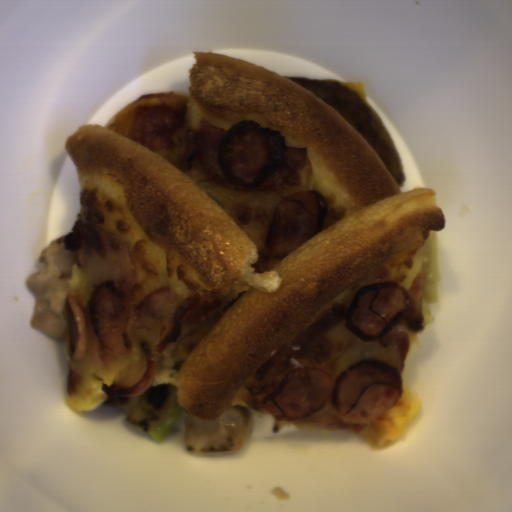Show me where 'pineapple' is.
Segmentation results:
<instances>
[{
	"label": "pineapple",
	"instance_id": "pineapple-1",
	"mask_svg": "<svg viewBox=\"0 0 512 512\" xmlns=\"http://www.w3.org/2000/svg\"><path fill=\"white\" fill-rule=\"evenodd\" d=\"M418 272H423L425 277L421 302L423 327L430 328L435 324L430 307L437 304L439 299V234L437 231L429 232L414 257L408 275L400 285L409 290Z\"/></svg>",
	"mask_w": 512,
	"mask_h": 512
}]
</instances>
